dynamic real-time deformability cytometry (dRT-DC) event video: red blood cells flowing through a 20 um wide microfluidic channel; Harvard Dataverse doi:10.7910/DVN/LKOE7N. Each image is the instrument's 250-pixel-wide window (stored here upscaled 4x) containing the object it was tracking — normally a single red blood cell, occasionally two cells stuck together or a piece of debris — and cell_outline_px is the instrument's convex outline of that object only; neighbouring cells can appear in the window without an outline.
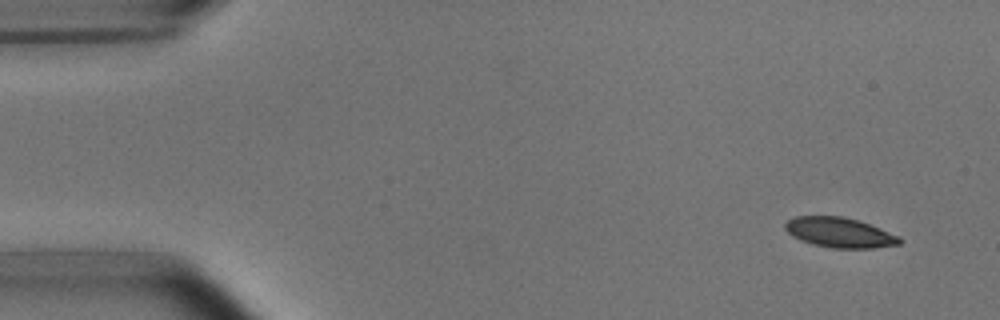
{"species": "common noctule bat (a hibernating species)", "species_latin": "Nyctalus noctula", "temperature_condition": "room temperature", "stored_images_in_passage": 6, "camera_frame_rate_fps": 3000, "um_per_image_px": 0.085, "animal": {"sex": "male", "body_mass_g": 15.6}, "frame": {"image": 1, "passage_image": 1, "time_ms": 0.0, "image_size_px": [1000, 320], "cell_outline_px": [[904, 240], [900, 244], [876, 248], [832, 248], [812, 244], [800, 240], [792, 236], [784, 228], [784, 224], [788, 220], [796, 216], [844, 216], [880, 228], [900, 236]], "centroid_in_image_um": [71.38, 19.77], "position_along_channel_um": 13.6, "area_um2": 20.11}}
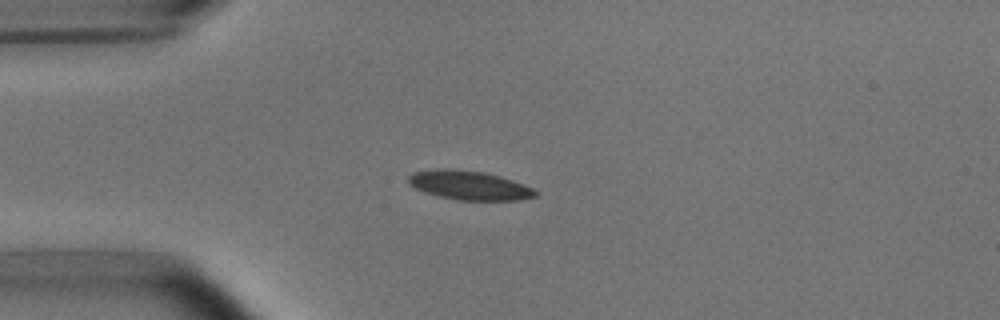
{"frame": {"image": 2, "passage_image": 4, "time_ms": 3.333, "image_size_px": [1000, 320], "cell_outline_px": [[540, 192], [536, 196], [520, 200], [456, 200], [436, 196], [424, 192], [408, 184], [408, 176], [412, 172], [436, 168], [452, 168], [484, 172], [500, 176], [524, 184]], "centroid_in_image_um": [39.86, 15.74], "position_along_channel_um": 45.1, "area_um2": 21.85}}
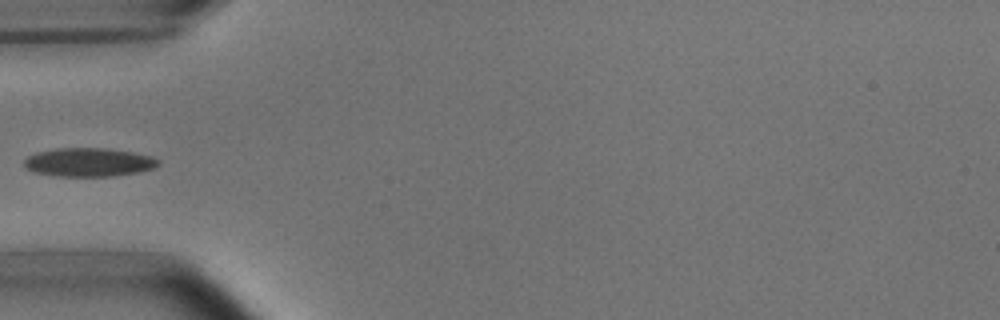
{"frame": {"image": 3, "passage_image": 5, "time_ms": 4.667, "image_size_px": [1000, 320], "cell_outline_px": [[160, 164], [156, 168], [116, 176], [56, 176], [32, 172], [24, 168], [24, 160], [28, 156], [36, 152], [56, 148], [108, 148], [132, 152], [152, 156], [160, 160]], "centroid_in_image_um": [7.54, 13.79], "position_along_channel_um": 77.5, "area_um2": 22.66}}